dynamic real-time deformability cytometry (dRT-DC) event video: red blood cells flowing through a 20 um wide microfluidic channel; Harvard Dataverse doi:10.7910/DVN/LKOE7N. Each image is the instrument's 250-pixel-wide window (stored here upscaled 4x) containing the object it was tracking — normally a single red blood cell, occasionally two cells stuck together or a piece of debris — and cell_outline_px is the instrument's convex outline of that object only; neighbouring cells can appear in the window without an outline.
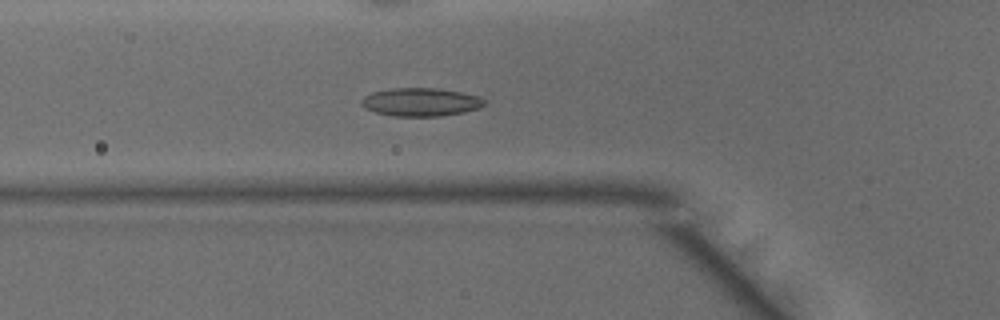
{"species": "common noctule bat (a hibernating species)", "species_latin": "Nyctalus noctula", "temperature_condition": "warm", "stored_images_in_passage": 34, "camera_frame_rate_fps": 3000, "um_per_image_px": 0.085, "animal": {"sex": "male", "body_mass_g": 15.6}, "frame": {"image": 1, "passage_image": 2, "time_ms": 0.333, "image_size_px": [1000, 320], "cell_outline_px": [[488, 100], [480, 108], [464, 112], [440, 116], [392, 116], [376, 112], [364, 108], [360, 104], [360, 100], [364, 96], [372, 92], [392, 88], [436, 88], [460, 92], [480, 96]], "centroid_in_image_um": [35.77, 8.67], "position_along_channel_um": 90.0, "area_um2": 20.4}}
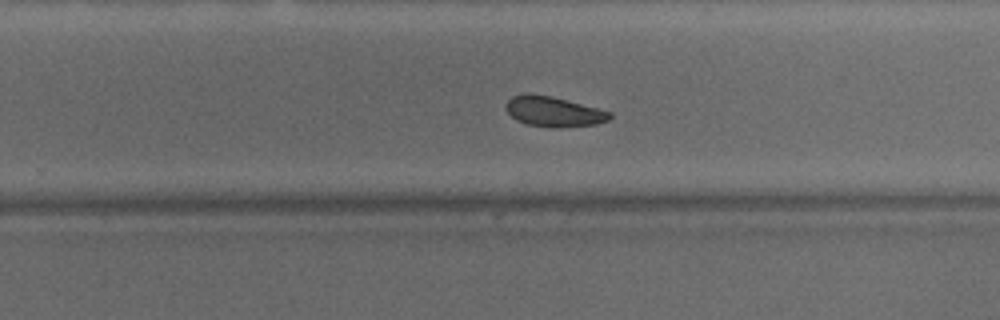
{"frame": {"image": 2, "passage_image": 16, "time_ms": 5.0, "image_size_px": [1000, 320], "cell_outline_px": [[612, 116], [608, 120], [596, 124], [560, 128], [552, 128], [524, 124], [516, 120], [504, 108], [504, 104], [512, 96], [524, 92], [528, 92], [552, 96], [612, 112]], "centroid_in_image_um": [47.0, 9.48], "position_along_channel_um": 282.8, "area_um2": 18.61}}
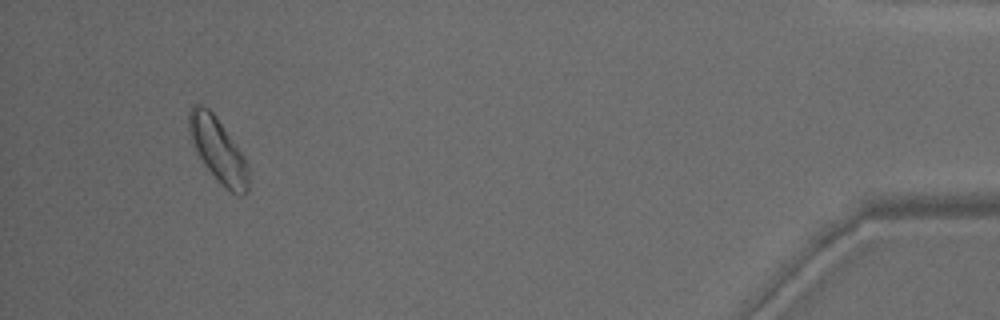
{"frame": {"image": 3, "passage_image": 31, "time_ms": 10.0, "image_size_px": [1000, 320], "cell_outline_px": [[248, 192], [244, 196], [240, 196], [232, 192], [220, 184], [216, 180], [204, 164], [196, 152], [188, 132], [188, 112], [192, 104], [200, 104], [208, 108], [216, 116], [244, 156], [248, 164]], "centroid_in_image_um": [18.52, 12.75], "position_along_channel_um": 416.7, "area_um2": 22.43}}